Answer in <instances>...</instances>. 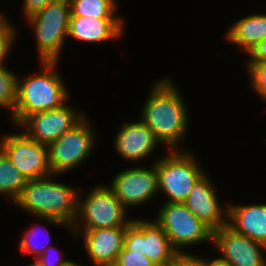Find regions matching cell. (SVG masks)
<instances>
[{
  "label": "cell",
  "mask_w": 266,
  "mask_h": 266,
  "mask_svg": "<svg viewBox=\"0 0 266 266\" xmlns=\"http://www.w3.org/2000/svg\"><path fill=\"white\" fill-rule=\"evenodd\" d=\"M169 78L159 79L152 87L140 120L168 150H184L179 144L186 137L190 118L180 90Z\"/></svg>",
  "instance_id": "6da1fadb"
},
{
  "label": "cell",
  "mask_w": 266,
  "mask_h": 266,
  "mask_svg": "<svg viewBox=\"0 0 266 266\" xmlns=\"http://www.w3.org/2000/svg\"><path fill=\"white\" fill-rule=\"evenodd\" d=\"M54 176L28 180L13 204L33 217L70 228L77 214L79 189L54 181Z\"/></svg>",
  "instance_id": "7a4b0ae2"
},
{
  "label": "cell",
  "mask_w": 266,
  "mask_h": 266,
  "mask_svg": "<svg viewBox=\"0 0 266 266\" xmlns=\"http://www.w3.org/2000/svg\"><path fill=\"white\" fill-rule=\"evenodd\" d=\"M57 62H40V71L18 77L17 101L10 118L18 126L26 117L58 108L68 101L69 90L57 71Z\"/></svg>",
  "instance_id": "3957f363"
},
{
  "label": "cell",
  "mask_w": 266,
  "mask_h": 266,
  "mask_svg": "<svg viewBox=\"0 0 266 266\" xmlns=\"http://www.w3.org/2000/svg\"><path fill=\"white\" fill-rule=\"evenodd\" d=\"M102 185V186H101ZM97 184L85 198L79 190L77 214L69 230H93L129 226L132 219H127V209L114 195L109 186ZM83 200V201H82ZM80 222L78 224L77 222Z\"/></svg>",
  "instance_id": "277c9868"
},
{
  "label": "cell",
  "mask_w": 266,
  "mask_h": 266,
  "mask_svg": "<svg viewBox=\"0 0 266 266\" xmlns=\"http://www.w3.org/2000/svg\"><path fill=\"white\" fill-rule=\"evenodd\" d=\"M71 15L69 0H56L26 18L33 28L40 62H58L67 39Z\"/></svg>",
  "instance_id": "5b68a950"
},
{
  "label": "cell",
  "mask_w": 266,
  "mask_h": 266,
  "mask_svg": "<svg viewBox=\"0 0 266 266\" xmlns=\"http://www.w3.org/2000/svg\"><path fill=\"white\" fill-rule=\"evenodd\" d=\"M156 159L158 190L168 196L166 202L183 203L195 182L205 173L191 151L169 150Z\"/></svg>",
  "instance_id": "8992f818"
},
{
  "label": "cell",
  "mask_w": 266,
  "mask_h": 266,
  "mask_svg": "<svg viewBox=\"0 0 266 266\" xmlns=\"http://www.w3.org/2000/svg\"><path fill=\"white\" fill-rule=\"evenodd\" d=\"M159 209L155 221L177 252H183V248L198 243H213V231L189 211L184 203L164 201Z\"/></svg>",
  "instance_id": "52a82bcc"
},
{
  "label": "cell",
  "mask_w": 266,
  "mask_h": 266,
  "mask_svg": "<svg viewBox=\"0 0 266 266\" xmlns=\"http://www.w3.org/2000/svg\"><path fill=\"white\" fill-rule=\"evenodd\" d=\"M85 116L48 147L49 166L53 175L66 173L79 166L93 152L95 132ZM90 123V124H89Z\"/></svg>",
  "instance_id": "ba28073f"
},
{
  "label": "cell",
  "mask_w": 266,
  "mask_h": 266,
  "mask_svg": "<svg viewBox=\"0 0 266 266\" xmlns=\"http://www.w3.org/2000/svg\"><path fill=\"white\" fill-rule=\"evenodd\" d=\"M0 150L27 180L53 175L47 145L36 142L24 132L2 135Z\"/></svg>",
  "instance_id": "9c48e42d"
},
{
  "label": "cell",
  "mask_w": 266,
  "mask_h": 266,
  "mask_svg": "<svg viewBox=\"0 0 266 266\" xmlns=\"http://www.w3.org/2000/svg\"><path fill=\"white\" fill-rule=\"evenodd\" d=\"M76 111L66 102L58 108L26 117L18 127H25L23 132L29 138L48 146L85 117L84 112Z\"/></svg>",
  "instance_id": "30bf717a"
},
{
  "label": "cell",
  "mask_w": 266,
  "mask_h": 266,
  "mask_svg": "<svg viewBox=\"0 0 266 266\" xmlns=\"http://www.w3.org/2000/svg\"><path fill=\"white\" fill-rule=\"evenodd\" d=\"M152 165L150 168L131 167L112 179L109 188L126 209L144 205L159 192L158 173L155 164Z\"/></svg>",
  "instance_id": "8fae6325"
},
{
  "label": "cell",
  "mask_w": 266,
  "mask_h": 266,
  "mask_svg": "<svg viewBox=\"0 0 266 266\" xmlns=\"http://www.w3.org/2000/svg\"><path fill=\"white\" fill-rule=\"evenodd\" d=\"M214 247L229 266H266V245L235 232L228 225L213 232Z\"/></svg>",
  "instance_id": "7c38bea8"
},
{
  "label": "cell",
  "mask_w": 266,
  "mask_h": 266,
  "mask_svg": "<svg viewBox=\"0 0 266 266\" xmlns=\"http://www.w3.org/2000/svg\"><path fill=\"white\" fill-rule=\"evenodd\" d=\"M206 174L205 172L195 182L183 203L189 211L214 232L227 225L228 205L226 207L220 206L221 203L215 186Z\"/></svg>",
  "instance_id": "4fadbf2b"
},
{
  "label": "cell",
  "mask_w": 266,
  "mask_h": 266,
  "mask_svg": "<svg viewBox=\"0 0 266 266\" xmlns=\"http://www.w3.org/2000/svg\"><path fill=\"white\" fill-rule=\"evenodd\" d=\"M127 227L70 231L75 237L81 233L86 252L94 266H113L123 249Z\"/></svg>",
  "instance_id": "5bb4252c"
},
{
  "label": "cell",
  "mask_w": 266,
  "mask_h": 266,
  "mask_svg": "<svg viewBox=\"0 0 266 266\" xmlns=\"http://www.w3.org/2000/svg\"><path fill=\"white\" fill-rule=\"evenodd\" d=\"M161 142L153 131L141 120L123 123L115 135V150L123 159L131 162L141 161L149 157Z\"/></svg>",
  "instance_id": "9a60e30c"
},
{
  "label": "cell",
  "mask_w": 266,
  "mask_h": 266,
  "mask_svg": "<svg viewBox=\"0 0 266 266\" xmlns=\"http://www.w3.org/2000/svg\"><path fill=\"white\" fill-rule=\"evenodd\" d=\"M121 18H91L70 16L67 36L88 43L107 42L121 38L125 30Z\"/></svg>",
  "instance_id": "2e32d148"
},
{
  "label": "cell",
  "mask_w": 266,
  "mask_h": 266,
  "mask_svg": "<svg viewBox=\"0 0 266 266\" xmlns=\"http://www.w3.org/2000/svg\"><path fill=\"white\" fill-rule=\"evenodd\" d=\"M227 205V225L235 232L266 245V204Z\"/></svg>",
  "instance_id": "e0dca14e"
},
{
  "label": "cell",
  "mask_w": 266,
  "mask_h": 266,
  "mask_svg": "<svg viewBox=\"0 0 266 266\" xmlns=\"http://www.w3.org/2000/svg\"><path fill=\"white\" fill-rule=\"evenodd\" d=\"M225 38L248 53L257 43L266 39V14H249L228 29Z\"/></svg>",
  "instance_id": "ac0fdd59"
},
{
  "label": "cell",
  "mask_w": 266,
  "mask_h": 266,
  "mask_svg": "<svg viewBox=\"0 0 266 266\" xmlns=\"http://www.w3.org/2000/svg\"><path fill=\"white\" fill-rule=\"evenodd\" d=\"M144 253L156 266H169L177 253L155 220L144 219Z\"/></svg>",
  "instance_id": "d6986e66"
},
{
  "label": "cell",
  "mask_w": 266,
  "mask_h": 266,
  "mask_svg": "<svg viewBox=\"0 0 266 266\" xmlns=\"http://www.w3.org/2000/svg\"><path fill=\"white\" fill-rule=\"evenodd\" d=\"M27 179L0 150V194L13 203L21 194Z\"/></svg>",
  "instance_id": "ffe728a7"
},
{
  "label": "cell",
  "mask_w": 266,
  "mask_h": 266,
  "mask_svg": "<svg viewBox=\"0 0 266 266\" xmlns=\"http://www.w3.org/2000/svg\"><path fill=\"white\" fill-rule=\"evenodd\" d=\"M71 6L70 16H83L91 18H120L116 14V0H69Z\"/></svg>",
  "instance_id": "44dd1931"
},
{
  "label": "cell",
  "mask_w": 266,
  "mask_h": 266,
  "mask_svg": "<svg viewBox=\"0 0 266 266\" xmlns=\"http://www.w3.org/2000/svg\"><path fill=\"white\" fill-rule=\"evenodd\" d=\"M17 80L16 73L5 66L0 67V107L11 109V114L17 101Z\"/></svg>",
  "instance_id": "7402d4cb"
},
{
  "label": "cell",
  "mask_w": 266,
  "mask_h": 266,
  "mask_svg": "<svg viewBox=\"0 0 266 266\" xmlns=\"http://www.w3.org/2000/svg\"><path fill=\"white\" fill-rule=\"evenodd\" d=\"M127 251L138 254L144 253V219L132 218L124 237V246Z\"/></svg>",
  "instance_id": "603a6c76"
},
{
  "label": "cell",
  "mask_w": 266,
  "mask_h": 266,
  "mask_svg": "<svg viewBox=\"0 0 266 266\" xmlns=\"http://www.w3.org/2000/svg\"><path fill=\"white\" fill-rule=\"evenodd\" d=\"M41 227V225H36L35 227L30 228V230L24 234V237L21 239L20 241V250L23 253V255H34L33 258H38L41 254H43L45 252V250L50 247L51 245H49V241L45 242V244L41 242L38 239V236L40 234V232L42 231L41 229L39 230V228ZM45 230V229H43ZM43 232V231H42ZM46 232L49 233L48 229H46ZM44 236V235H43ZM40 237V236H39ZM50 238V236H48ZM42 241V240H41Z\"/></svg>",
  "instance_id": "cb8c5ba5"
},
{
  "label": "cell",
  "mask_w": 266,
  "mask_h": 266,
  "mask_svg": "<svg viewBox=\"0 0 266 266\" xmlns=\"http://www.w3.org/2000/svg\"><path fill=\"white\" fill-rule=\"evenodd\" d=\"M246 65L253 90L266 102V61L247 62Z\"/></svg>",
  "instance_id": "d4e9b609"
},
{
  "label": "cell",
  "mask_w": 266,
  "mask_h": 266,
  "mask_svg": "<svg viewBox=\"0 0 266 266\" xmlns=\"http://www.w3.org/2000/svg\"><path fill=\"white\" fill-rule=\"evenodd\" d=\"M16 30L0 12V67L5 66L7 57L15 42Z\"/></svg>",
  "instance_id": "484cf974"
},
{
  "label": "cell",
  "mask_w": 266,
  "mask_h": 266,
  "mask_svg": "<svg viewBox=\"0 0 266 266\" xmlns=\"http://www.w3.org/2000/svg\"><path fill=\"white\" fill-rule=\"evenodd\" d=\"M113 266H156L145 254L132 253L124 247Z\"/></svg>",
  "instance_id": "4316f807"
},
{
  "label": "cell",
  "mask_w": 266,
  "mask_h": 266,
  "mask_svg": "<svg viewBox=\"0 0 266 266\" xmlns=\"http://www.w3.org/2000/svg\"><path fill=\"white\" fill-rule=\"evenodd\" d=\"M52 250L54 254H56V258L54 257L55 259L52 258L53 255L51 256ZM37 259L40 261L42 266H67L69 263L72 262L71 260L65 259L64 255H62L59 249H56V247L52 246L48 247L45 252L41 254Z\"/></svg>",
  "instance_id": "83f0119b"
},
{
  "label": "cell",
  "mask_w": 266,
  "mask_h": 266,
  "mask_svg": "<svg viewBox=\"0 0 266 266\" xmlns=\"http://www.w3.org/2000/svg\"><path fill=\"white\" fill-rule=\"evenodd\" d=\"M188 252H177L169 266H205V259Z\"/></svg>",
  "instance_id": "f1b7e54d"
},
{
  "label": "cell",
  "mask_w": 266,
  "mask_h": 266,
  "mask_svg": "<svg viewBox=\"0 0 266 266\" xmlns=\"http://www.w3.org/2000/svg\"><path fill=\"white\" fill-rule=\"evenodd\" d=\"M56 0H23V15L25 18L30 17L36 12L42 10L46 5Z\"/></svg>",
  "instance_id": "f546056e"
},
{
  "label": "cell",
  "mask_w": 266,
  "mask_h": 266,
  "mask_svg": "<svg viewBox=\"0 0 266 266\" xmlns=\"http://www.w3.org/2000/svg\"><path fill=\"white\" fill-rule=\"evenodd\" d=\"M246 55H249L248 62L266 61V39L257 43Z\"/></svg>",
  "instance_id": "4dcf8cb0"
},
{
  "label": "cell",
  "mask_w": 266,
  "mask_h": 266,
  "mask_svg": "<svg viewBox=\"0 0 266 266\" xmlns=\"http://www.w3.org/2000/svg\"><path fill=\"white\" fill-rule=\"evenodd\" d=\"M205 266H229V265L218 257L212 260L205 259Z\"/></svg>",
  "instance_id": "1f68e13d"
},
{
  "label": "cell",
  "mask_w": 266,
  "mask_h": 266,
  "mask_svg": "<svg viewBox=\"0 0 266 266\" xmlns=\"http://www.w3.org/2000/svg\"><path fill=\"white\" fill-rule=\"evenodd\" d=\"M34 261H35L34 263L28 264L26 266H42V264L40 263V261L37 258H35Z\"/></svg>",
  "instance_id": "d6a6232c"
},
{
  "label": "cell",
  "mask_w": 266,
  "mask_h": 266,
  "mask_svg": "<svg viewBox=\"0 0 266 266\" xmlns=\"http://www.w3.org/2000/svg\"><path fill=\"white\" fill-rule=\"evenodd\" d=\"M67 266H83V265H81V264H79V263H77V262L72 260V262L69 263Z\"/></svg>",
  "instance_id": "836d02e7"
}]
</instances>
